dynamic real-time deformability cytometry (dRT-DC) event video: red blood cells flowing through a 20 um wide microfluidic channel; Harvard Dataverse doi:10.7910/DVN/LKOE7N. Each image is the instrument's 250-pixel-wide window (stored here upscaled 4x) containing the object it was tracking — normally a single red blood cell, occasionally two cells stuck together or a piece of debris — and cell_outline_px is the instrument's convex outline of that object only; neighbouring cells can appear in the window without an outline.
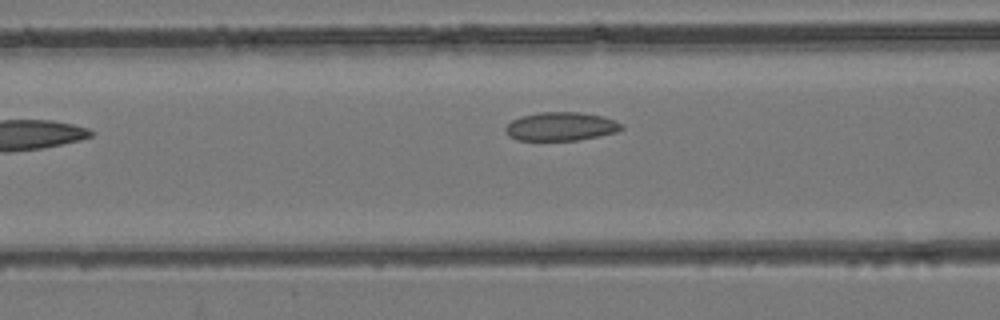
{"species": "common noctule bat (a hibernating species)", "species_latin": "Nyctalus noctula", "temperature_condition": "room temperature", "stored_images_in_passage": 5, "camera_frame_rate_fps": 3000, "um_per_image_px": 0.085, "animal": {"sex": "female", "body_mass_g": 24.6, "forearm_length_mm": 56.2}, "frame": {"image": 1, "passage_image": 5, "time_ms": 4.667, "image_size_px": [1000, 320], "cell_outline_px": [[624, 128], [616, 132], [600, 136], [576, 140], [516, 140], [508, 136], [504, 128], [512, 120], [520, 116], [540, 112], [580, 112], [604, 116], [624, 124]], "centroid_in_image_um": [47.69, 10.74], "position_along_channel_um": 118.9, "area_um2": 19.48}}